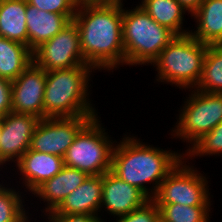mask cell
I'll list each match as a JSON object with an SVG mask.
<instances>
[{
	"label": "cell",
	"mask_w": 222,
	"mask_h": 222,
	"mask_svg": "<svg viewBox=\"0 0 222 222\" xmlns=\"http://www.w3.org/2000/svg\"><path fill=\"white\" fill-rule=\"evenodd\" d=\"M161 222H210V206H186L181 204H156ZM211 209V210H210Z\"/></svg>",
	"instance_id": "cb8c5ba5"
},
{
	"label": "cell",
	"mask_w": 222,
	"mask_h": 222,
	"mask_svg": "<svg viewBox=\"0 0 222 222\" xmlns=\"http://www.w3.org/2000/svg\"><path fill=\"white\" fill-rule=\"evenodd\" d=\"M73 21L87 64L112 72L125 65L122 2L78 5Z\"/></svg>",
	"instance_id": "6da1fadb"
},
{
	"label": "cell",
	"mask_w": 222,
	"mask_h": 222,
	"mask_svg": "<svg viewBox=\"0 0 222 222\" xmlns=\"http://www.w3.org/2000/svg\"><path fill=\"white\" fill-rule=\"evenodd\" d=\"M62 157L42 153L30 148L21 156L15 167L21 173L23 185L31 193L43 182L50 180L64 167Z\"/></svg>",
	"instance_id": "5bb4252c"
},
{
	"label": "cell",
	"mask_w": 222,
	"mask_h": 222,
	"mask_svg": "<svg viewBox=\"0 0 222 222\" xmlns=\"http://www.w3.org/2000/svg\"><path fill=\"white\" fill-rule=\"evenodd\" d=\"M191 16L198 10L204 0H178Z\"/></svg>",
	"instance_id": "f546056e"
},
{
	"label": "cell",
	"mask_w": 222,
	"mask_h": 222,
	"mask_svg": "<svg viewBox=\"0 0 222 222\" xmlns=\"http://www.w3.org/2000/svg\"><path fill=\"white\" fill-rule=\"evenodd\" d=\"M222 155V122H220L214 129L203 135L192 146L189 144L185 150L184 158L192 160L195 156H208V155ZM187 156V157H186ZM194 157V158H192Z\"/></svg>",
	"instance_id": "d4e9b609"
},
{
	"label": "cell",
	"mask_w": 222,
	"mask_h": 222,
	"mask_svg": "<svg viewBox=\"0 0 222 222\" xmlns=\"http://www.w3.org/2000/svg\"><path fill=\"white\" fill-rule=\"evenodd\" d=\"M116 218L117 222H161L160 209L152 199L129 214Z\"/></svg>",
	"instance_id": "484cf974"
},
{
	"label": "cell",
	"mask_w": 222,
	"mask_h": 222,
	"mask_svg": "<svg viewBox=\"0 0 222 222\" xmlns=\"http://www.w3.org/2000/svg\"><path fill=\"white\" fill-rule=\"evenodd\" d=\"M96 116L40 119L31 140V150L64 158L78 132Z\"/></svg>",
	"instance_id": "30bf717a"
},
{
	"label": "cell",
	"mask_w": 222,
	"mask_h": 222,
	"mask_svg": "<svg viewBox=\"0 0 222 222\" xmlns=\"http://www.w3.org/2000/svg\"><path fill=\"white\" fill-rule=\"evenodd\" d=\"M0 184V222H30L22 192ZM20 192V193H19ZM27 212V213H26Z\"/></svg>",
	"instance_id": "603a6c76"
},
{
	"label": "cell",
	"mask_w": 222,
	"mask_h": 222,
	"mask_svg": "<svg viewBox=\"0 0 222 222\" xmlns=\"http://www.w3.org/2000/svg\"><path fill=\"white\" fill-rule=\"evenodd\" d=\"M1 132H2V118H0V136H1Z\"/></svg>",
	"instance_id": "1f68e13d"
},
{
	"label": "cell",
	"mask_w": 222,
	"mask_h": 222,
	"mask_svg": "<svg viewBox=\"0 0 222 222\" xmlns=\"http://www.w3.org/2000/svg\"><path fill=\"white\" fill-rule=\"evenodd\" d=\"M182 158L184 152L181 154L170 149L163 150L147 145L140 138L126 135L114 145L111 171L152 199L161 182ZM151 183L152 189L147 186Z\"/></svg>",
	"instance_id": "7a4b0ae2"
},
{
	"label": "cell",
	"mask_w": 222,
	"mask_h": 222,
	"mask_svg": "<svg viewBox=\"0 0 222 222\" xmlns=\"http://www.w3.org/2000/svg\"><path fill=\"white\" fill-rule=\"evenodd\" d=\"M78 5L81 4H96V3H115L123 2V0H76Z\"/></svg>",
	"instance_id": "4dcf8cb0"
},
{
	"label": "cell",
	"mask_w": 222,
	"mask_h": 222,
	"mask_svg": "<svg viewBox=\"0 0 222 222\" xmlns=\"http://www.w3.org/2000/svg\"><path fill=\"white\" fill-rule=\"evenodd\" d=\"M196 19V30L190 34L206 45H222V0H204L191 16Z\"/></svg>",
	"instance_id": "ac0fdd59"
},
{
	"label": "cell",
	"mask_w": 222,
	"mask_h": 222,
	"mask_svg": "<svg viewBox=\"0 0 222 222\" xmlns=\"http://www.w3.org/2000/svg\"><path fill=\"white\" fill-rule=\"evenodd\" d=\"M201 92L222 93V45H208L202 76L195 88Z\"/></svg>",
	"instance_id": "7402d4cb"
},
{
	"label": "cell",
	"mask_w": 222,
	"mask_h": 222,
	"mask_svg": "<svg viewBox=\"0 0 222 222\" xmlns=\"http://www.w3.org/2000/svg\"><path fill=\"white\" fill-rule=\"evenodd\" d=\"M88 175L76 168L64 166L53 178L39 185L32 194L47 202L42 213L54 211L73 190L81 185Z\"/></svg>",
	"instance_id": "e0dca14e"
},
{
	"label": "cell",
	"mask_w": 222,
	"mask_h": 222,
	"mask_svg": "<svg viewBox=\"0 0 222 222\" xmlns=\"http://www.w3.org/2000/svg\"><path fill=\"white\" fill-rule=\"evenodd\" d=\"M12 111V81L0 78V118Z\"/></svg>",
	"instance_id": "83f0119b"
},
{
	"label": "cell",
	"mask_w": 222,
	"mask_h": 222,
	"mask_svg": "<svg viewBox=\"0 0 222 222\" xmlns=\"http://www.w3.org/2000/svg\"><path fill=\"white\" fill-rule=\"evenodd\" d=\"M25 16L28 29V48L33 52L42 43L58 34L73 20L75 14L52 13L27 3Z\"/></svg>",
	"instance_id": "2e32d148"
},
{
	"label": "cell",
	"mask_w": 222,
	"mask_h": 222,
	"mask_svg": "<svg viewBox=\"0 0 222 222\" xmlns=\"http://www.w3.org/2000/svg\"><path fill=\"white\" fill-rule=\"evenodd\" d=\"M46 71L32 62L12 81V112L44 119Z\"/></svg>",
	"instance_id": "7c38bea8"
},
{
	"label": "cell",
	"mask_w": 222,
	"mask_h": 222,
	"mask_svg": "<svg viewBox=\"0 0 222 222\" xmlns=\"http://www.w3.org/2000/svg\"><path fill=\"white\" fill-rule=\"evenodd\" d=\"M159 25L165 26L176 35L189 34L184 30L183 18L186 10L178 0H142L139 4Z\"/></svg>",
	"instance_id": "44dd1931"
},
{
	"label": "cell",
	"mask_w": 222,
	"mask_h": 222,
	"mask_svg": "<svg viewBox=\"0 0 222 222\" xmlns=\"http://www.w3.org/2000/svg\"><path fill=\"white\" fill-rule=\"evenodd\" d=\"M32 55L33 62L46 72L87 64L83 58L77 25L73 20L37 47Z\"/></svg>",
	"instance_id": "9c48e42d"
},
{
	"label": "cell",
	"mask_w": 222,
	"mask_h": 222,
	"mask_svg": "<svg viewBox=\"0 0 222 222\" xmlns=\"http://www.w3.org/2000/svg\"><path fill=\"white\" fill-rule=\"evenodd\" d=\"M27 0H0V37L28 46Z\"/></svg>",
	"instance_id": "d6986e66"
},
{
	"label": "cell",
	"mask_w": 222,
	"mask_h": 222,
	"mask_svg": "<svg viewBox=\"0 0 222 222\" xmlns=\"http://www.w3.org/2000/svg\"><path fill=\"white\" fill-rule=\"evenodd\" d=\"M189 91L171 135L193 145L222 122V93Z\"/></svg>",
	"instance_id": "52a82bcc"
},
{
	"label": "cell",
	"mask_w": 222,
	"mask_h": 222,
	"mask_svg": "<svg viewBox=\"0 0 222 222\" xmlns=\"http://www.w3.org/2000/svg\"><path fill=\"white\" fill-rule=\"evenodd\" d=\"M92 70L86 64L46 72L44 118L98 116L88 92Z\"/></svg>",
	"instance_id": "3957f363"
},
{
	"label": "cell",
	"mask_w": 222,
	"mask_h": 222,
	"mask_svg": "<svg viewBox=\"0 0 222 222\" xmlns=\"http://www.w3.org/2000/svg\"><path fill=\"white\" fill-rule=\"evenodd\" d=\"M150 198L136 186L116 176L111 170L103 174L102 202L107 213L119 217L143 206Z\"/></svg>",
	"instance_id": "4fadbf2b"
},
{
	"label": "cell",
	"mask_w": 222,
	"mask_h": 222,
	"mask_svg": "<svg viewBox=\"0 0 222 222\" xmlns=\"http://www.w3.org/2000/svg\"><path fill=\"white\" fill-rule=\"evenodd\" d=\"M123 7L122 2L125 65L152 64L176 34L159 25L140 5L131 10Z\"/></svg>",
	"instance_id": "277c9868"
},
{
	"label": "cell",
	"mask_w": 222,
	"mask_h": 222,
	"mask_svg": "<svg viewBox=\"0 0 222 222\" xmlns=\"http://www.w3.org/2000/svg\"><path fill=\"white\" fill-rule=\"evenodd\" d=\"M32 62L28 46L0 37V78L14 81Z\"/></svg>",
	"instance_id": "ffe728a7"
},
{
	"label": "cell",
	"mask_w": 222,
	"mask_h": 222,
	"mask_svg": "<svg viewBox=\"0 0 222 222\" xmlns=\"http://www.w3.org/2000/svg\"><path fill=\"white\" fill-rule=\"evenodd\" d=\"M186 160V158H182L161 182L152 198L156 204L212 205L210 204L212 201L209 197L208 178L199 173L194 166L187 165Z\"/></svg>",
	"instance_id": "ba28073f"
},
{
	"label": "cell",
	"mask_w": 222,
	"mask_h": 222,
	"mask_svg": "<svg viewBox=\"0 0 222 222\" xmlns=\"http://www.w3.org/2000/svg\"><path fill=\"white\" fill-rule=\"evenodd\" d=\"M39 120L40 118L35 115L12 111L2 117L0 136V166L2 168L6 162L13 161L16 164L30 148L32 135Z\"/></svg>",
	"instance_id": "8fae6325"
},
{
	"label": "cell",
	"mask_w": 222,
	"mask_h": 222,
	"mask_svg": "<svg viewBox=\"0 0 222 222\" xmlns=\"http://www.w3.org/2000/svg\"><path fill=\"white\" fill-rule=\"evenodd\" d=\"M48 222H105L101 216L85 215V214H45Z\"/></svg>",
	"instance_id": "f1b7e54d"
},
{
	"label": "cell",
	"mask_w": 222,
	"mask_h": 222,
	"mask_svg": "<svg viewBox=\"0 0 222 222\" xmlns=\"http://www.w3.org/2000/svg\"><path fill=\"white\" fill-rule=\"evenodd\" d=\"M103 175L88 176L61 204L46 214H85L99 216L102 202Z\"/></svg>",
	"instance_id": "9a60e30c"
},
{
	"label": "cell",
	"mask_w": 222,
	"mask_h": 222,
	"mask_svg": "<svg viewBox=\"0 0 222 222\" xmlns=\"http://www.w3.org/2000/svg\"><path fill=\"white\" fill-rule=\"evenodd\" d=\"M207 46L190 33L176 35L151 64L156 66V80L185 91L195 89L202 76Z\"/></svg>",
	"instance_id": "5b68a950"
},
{
	"label": "cell",
	"mask_w": 222,
	"mask_h": 222,
	"mask_svg": "<svg viewBox=\"0 0 222 222\" xmlns=\"http://www.w3.org/2000/svg\"><path fill=\"white\" fill-rule=\"evenodd\" d=\"M27 3L40 10L58 14H75L78 7L76 0H27Z\"/></svg>",
	"instance_id": "4316f807"
},
{
	"label": "cell",
	"mask_w": 222,
	"mask_h": 222,
	"mask_svg": "<svg viewBox=\"0 0 222 222\" xmlns=\"http://www.w3.org/2000/svg\"><path fill=\"white\" fill-rule=\"evenodd\" d=\"M101 117H93L77 134L63 158L64 165L88 176L103 175L111 170L115 142L106 133Z\"/></svg>",
	"instance_id": "8992f818"
}]
</instances>
